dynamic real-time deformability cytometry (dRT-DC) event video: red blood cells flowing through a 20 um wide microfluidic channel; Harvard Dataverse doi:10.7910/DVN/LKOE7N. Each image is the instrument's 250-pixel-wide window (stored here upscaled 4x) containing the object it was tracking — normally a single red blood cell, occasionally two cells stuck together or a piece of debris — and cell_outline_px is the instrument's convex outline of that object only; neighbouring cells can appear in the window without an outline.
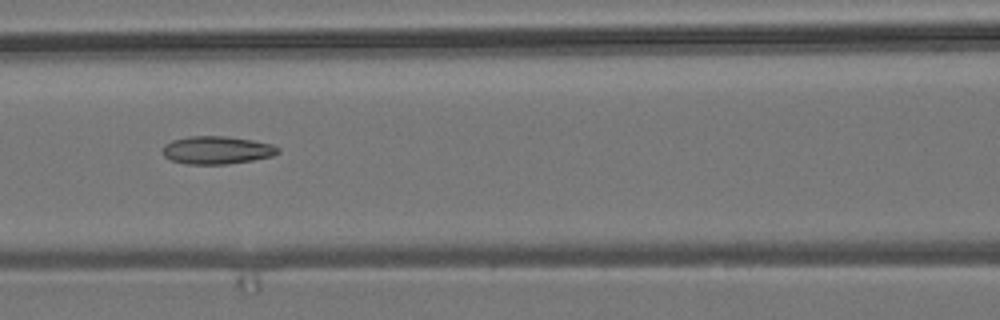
{"species": "common noctule bat (a hibernating species)", "species_latin": "Nyctalus noctula", "temperature_condition": "room temperature", "stored_images_in_passage": 7, "camera_frame_rate_fps": 3000, "um_per_image_px": 0.085, "animal": {"sex": "male", "body_mass_g": 19.2, "forearm_length_mm": 51.8}, "frame": {"image": 1, "passage_image": 7, "time_ms": 7.0, "image_size_px": [1000, 320], "cell_outline_px": [[280, 152], [272, 156], [252, 160], [228, 164], [184, 164], [172, 160], [164, 156], [160, 148], [164, 144], [172, 140], [188, 136], [228, 136], [252, 140], [272, 144], [280, 148]], "centroid_in_image_um": [18.41, 12.75], "position_along_channel_um": 148.2, "area_um2": 18.96}}